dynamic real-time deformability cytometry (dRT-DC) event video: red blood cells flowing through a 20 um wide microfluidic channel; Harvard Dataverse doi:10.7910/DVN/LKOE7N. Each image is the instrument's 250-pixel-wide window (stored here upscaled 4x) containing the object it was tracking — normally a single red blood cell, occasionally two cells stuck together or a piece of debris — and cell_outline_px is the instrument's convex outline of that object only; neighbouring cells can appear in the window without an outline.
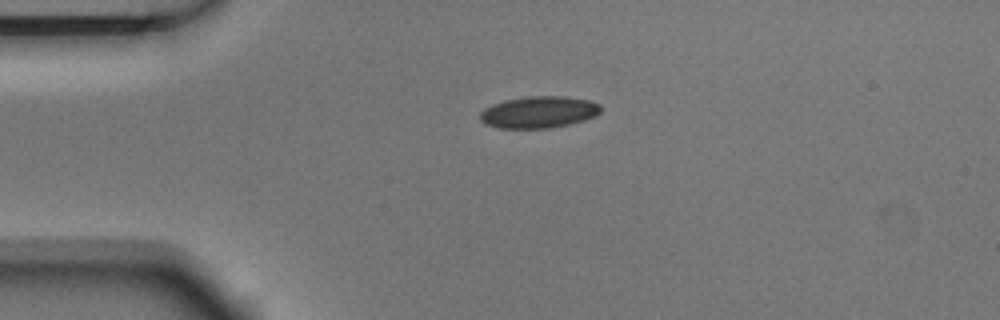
{"species": "Egyptian fruit bat (a non-hibernating species)", "species_latin": "Rousettus aegyptiacus", "temperature_condition": "room temperature", "stored_images_in_passage": 3, "camera_frame_rate_fps": 3000, "um_per_image_px": 0.085, "animal": {"sex": "male"}, "frame": {"image": 1, "passage_image": 1, "time_ms": 0.0, "image_size_px": [1000, 320], "cell_outline_px": [[604, 108], [596, 116], [584, 120], [552, 128], [500, 128], [484, 124], [480, 120], [480, 112], [484, 108], [492, 104], [504, 100], [528, 96], [560, 96], [588, 100], [600, 104]], "centroid_in_image_um": [45.8, 9.53], "position_along_channel_um": 39.2, "area_um2": 22.48}}
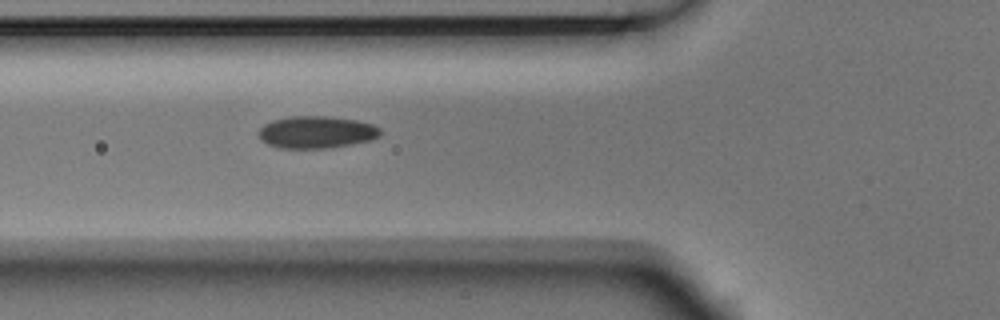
{"frame": {"image": 2, "passage_image": 3, "time_ms": 0.667, "image_size_px": [1000, 320], "cell_outline_px": [[380, 136], [368, 140], [348, 144], [324, 148], [280, 148], [268, 144], [260, 140], [256, 132], [264, 124], [272, 120], [288, 116], [328, 116], [356, 120], [372, 124], [380, 128]], "centroid_in_image_um": [26.83, 11.22], "position_along_channel_um": 99.0, "area_um2": 22.77}}